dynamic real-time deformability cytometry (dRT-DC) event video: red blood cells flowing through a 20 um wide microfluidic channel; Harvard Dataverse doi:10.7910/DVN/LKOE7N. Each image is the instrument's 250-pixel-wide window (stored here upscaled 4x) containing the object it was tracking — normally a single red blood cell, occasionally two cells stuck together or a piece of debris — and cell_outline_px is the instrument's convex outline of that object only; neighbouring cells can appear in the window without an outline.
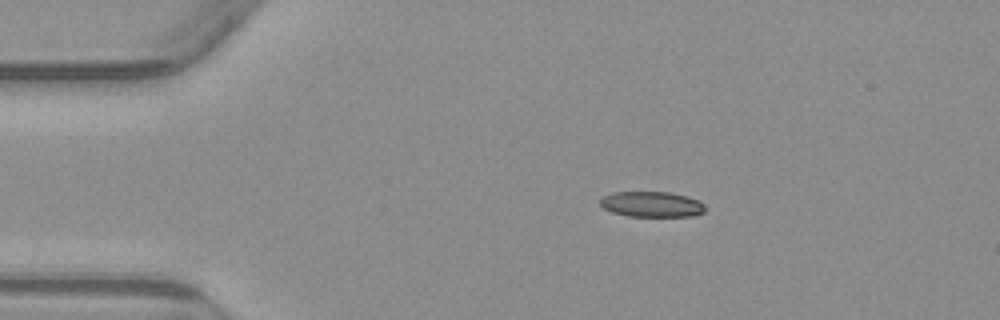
{"species": "common noctule bat (a hibernating species)", "species_latin": "Nyctalus noctula", "temperature_condition": "warm", "stored_images_in_passage": 3, "camera_frame_rate_fps": 3000, "um_per_image_px": 0.085, "animal": {"sex": "male", "body_mass_g": 23.1, "forearm_length_mm": 52.7}, "frame": {"image": 1, "passage_image": 2, "time_ms": 2.0, "image_size_px": [1000, 320], "cell_outline_px": [[708, 208], [704, 212], [692, 216], [628, 216], [612, 212], [604, 208], [600, 204], [600, 200], [604, 196], [612, 192], [668, 192], [688, 196], [700, 200]], "centroid_in_image_um": [55.44, 17.36], "position_along_channel_um": 29.6, "area_um2": 15.72}}